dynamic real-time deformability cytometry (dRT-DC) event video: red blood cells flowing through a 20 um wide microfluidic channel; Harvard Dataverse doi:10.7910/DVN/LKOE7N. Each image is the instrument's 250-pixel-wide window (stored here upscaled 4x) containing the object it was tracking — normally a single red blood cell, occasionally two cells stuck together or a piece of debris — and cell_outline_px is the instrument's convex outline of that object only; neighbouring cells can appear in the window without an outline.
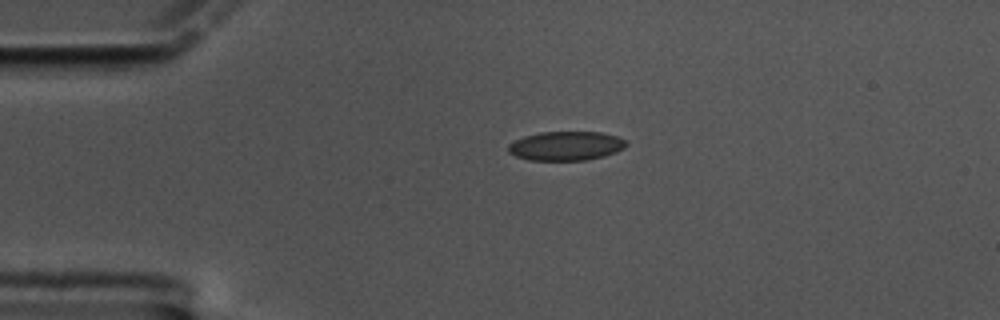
{"species": "common noctule bat (a hibernating species)", "species_latin": "Nyctalus noctula", "temperature_condition": "cold", "stored_images_in_passage": 47, "camera_frame_rate_fps": 3000, "um_per_image_px": 0.085, "animal": {"sex": "male", "body_mass_g": 17.5, "forearm_length_mm": 52.3}, "frame": {"image": 1, "passage_image": 1, "time_ms": 0.0, "image_size_px": [1000, 320], "cell_outline_px": [[628, 144], [624, 148], [616, 152], [604, 156], [588, 160], [528, 160], [516, 156], [508, 152], [508, 144], [524, 136], [540, 132], [600, 132], [616, 136], [624, 140]], "centroid_in_image_um": [48.1, 12.4], "position_along_channel_um": 36.9, "area_um2": 20.0}}
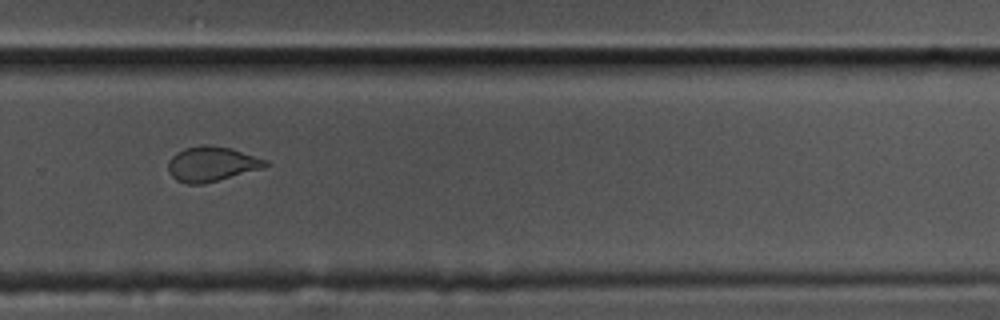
{"frame": {"image": 2, "passage_image": 28, "time_ms": 9.0, "image_size_px": [1000, 320], "cell_outline_px": [[268, 164], [264, 168], [204, 184], [188, 184], [176, 180], [168, 172], [168, 160], [176, 152], [184, 148], [204, 144], [228, 148], [268, 160]], "centroid_in_image_um": [17.96, 13.95], "position_along_channel_um": 311.8, "area_um2": 19.71}}
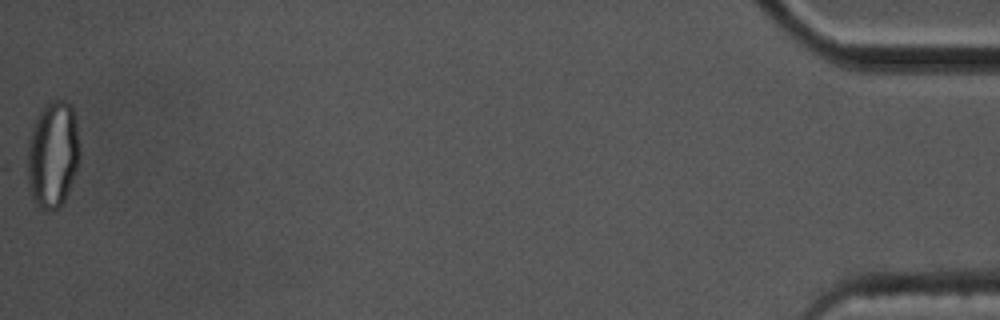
{"frame": {"image": 3, "passage_image": 47, "time_ms": 15.333, "image_size_px": [1000, 320], "cell_outline_px": [[80, 160], [76, 172], [64, 200], [52, 212], [44, 212], [32, 200], [28, 188], [28, 140], [36, 116], [56, 96], [68, 100], [72, 104], [76, 120], [80, 152]], "centroid_in_image_um": [4.5, 13.11], "position_along_channel_um": 430.7, "area_um2": 33.18}, "authors_computed_cell_mechanics": {"area_um2": 20.23, "velocity_mm_per_s": 3.413, "shape_relaxation_time_tau1_ms": 8.1812, "shape_relaxation_time_tau2_ms": 1.5833, "deformation_change_tau1": 0.1771, "deformation_change_tau2": 0.0642}}